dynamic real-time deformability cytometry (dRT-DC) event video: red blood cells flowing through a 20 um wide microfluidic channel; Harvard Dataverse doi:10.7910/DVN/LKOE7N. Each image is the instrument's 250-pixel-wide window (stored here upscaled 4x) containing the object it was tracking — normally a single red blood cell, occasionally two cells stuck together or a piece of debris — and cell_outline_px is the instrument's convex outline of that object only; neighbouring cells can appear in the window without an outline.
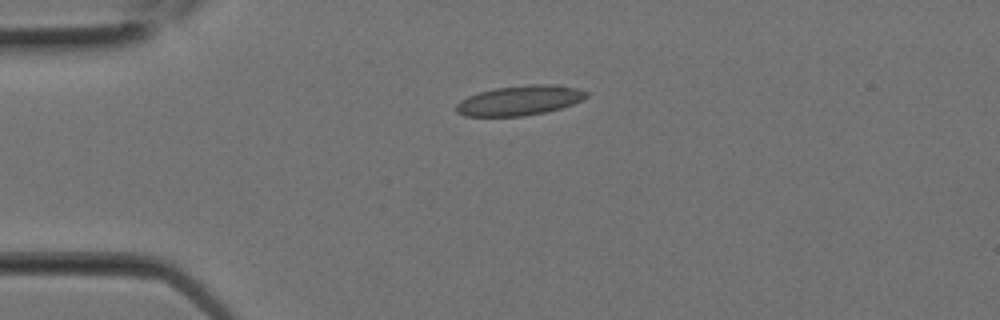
{"species": "Egyptian fruit bat (a non-hibernating species)", "species_latin": "Rousettus aegyptiacus", "temperature_condition": "room temperature", "stored_images_in_passage": 1, "camera_frame_rate_fps": 3000, "um_per_image_px": 0.085, "animal": {"sex": "female"}, "frame": {"image": 1, "passage_image": 1, "time_ms": 0.0, "image_size_px": [1000, 320], "cell_outline_px": [[588, 96], [572, 104], [560, 108], [544, 112], [524, 116], [464, 116], [456, 112], [456, 104], [460, 100], [468, 96], [480, 92], [496, 88], [524, 84], [560, 84], [576, 88], [588, 92]], "centroid_in_image_um": [44.16, 8.52], "position_along_channel_um": 40.8, "area_um2": 22.66}}